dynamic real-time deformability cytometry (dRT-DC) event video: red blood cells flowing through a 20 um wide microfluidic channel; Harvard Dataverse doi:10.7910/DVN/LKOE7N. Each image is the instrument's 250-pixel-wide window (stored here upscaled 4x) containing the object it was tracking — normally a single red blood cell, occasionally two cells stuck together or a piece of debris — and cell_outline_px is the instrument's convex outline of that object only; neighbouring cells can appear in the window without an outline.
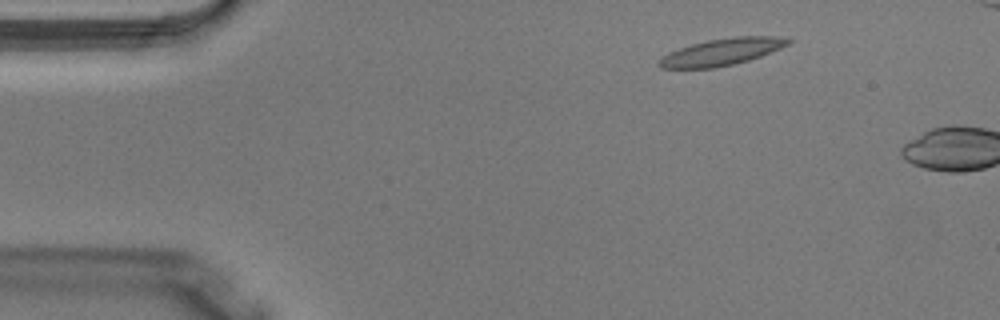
{"species": "Egyptian fruit bat (a non-hibernating species)", "species_latin": "Rousettus aegyptiacus", "temperature_condition": "warm", "stored_images_in_passage": 2, "camera_frame_rate_fps": 3000, "um_per_image_px": 0.085, "animal": {"sex": "male"}, "frame": {"image": 1, "passage_image": 1, "time_ms": 0.0, "image_size_px": [1000, 320], "cell_outline_px": [[792, 40], [788, 44], [780, 48], [760, 56], [736, 64], [716, 68], [660, 68], [660, 56], [668, 52], [692, 44], [708, 40], [736, 36], [780, 36]], "centroid_in_image_um": [61.35, 4.41], "position_along_channel_um": 23.7, "area_um2": 20.11}}